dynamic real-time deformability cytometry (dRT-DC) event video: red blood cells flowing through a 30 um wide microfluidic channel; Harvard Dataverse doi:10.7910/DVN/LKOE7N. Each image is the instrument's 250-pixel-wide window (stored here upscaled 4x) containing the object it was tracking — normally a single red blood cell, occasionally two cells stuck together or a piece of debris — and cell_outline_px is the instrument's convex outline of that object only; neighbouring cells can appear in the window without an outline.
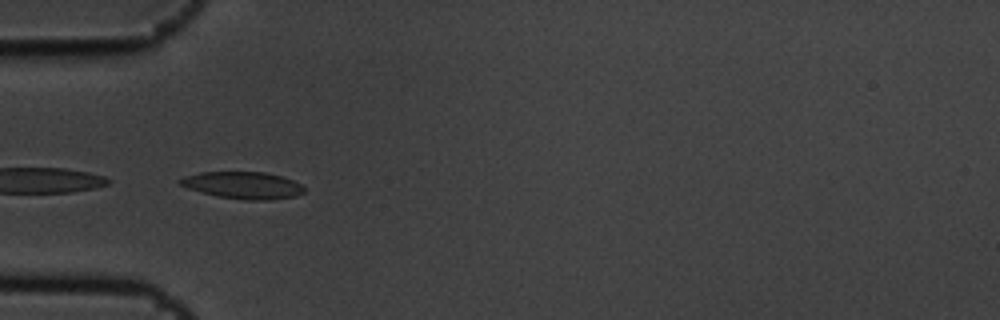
{"species": "common noctule bat (a hibernating species)", "species_latin": "Nyctalus noctula", "temperature_condition": "cold", "stored_images_in_passage": 15, "camera_frame_rate_fps": 3000, "um_per_image_px": 0.085, "animal": {"sex": "male", "body_mass_g": 19.5, "forearm_length_mm": 54.6}, "frame": {"image": 1, "passage_image": 5, "time_ms": 1.333, "image_size_px": [1000, 320], "cell_outline_px": [[304, 192], [296, 196], [272, 200], [244, 200], [216, 196], [188, 188], [180, 184], [176, 180], [184, 176], [200, 172], [264, 172], [280, 176], [292, 180], [300, 184], [304, 188]], "centroid_in_image_um": [20.64, 15.75], "position_along_channel_um": 64.4, "area_um2": 19.54}}
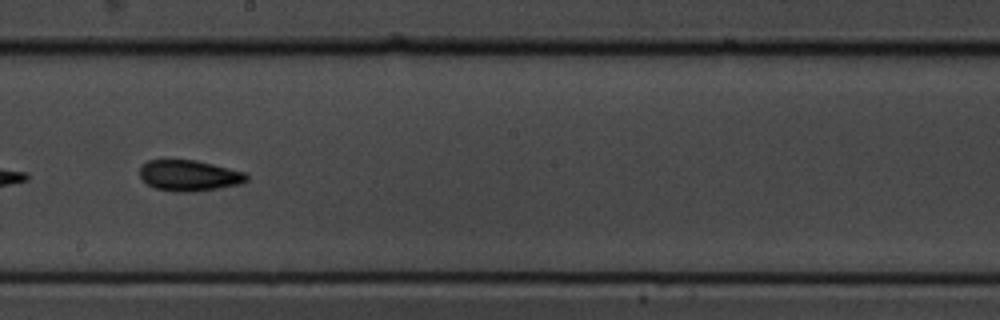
{"frame": {"image": 2, "passage_image": 9, "time_ms": 2.667, "image_size_px": [1000, 320], "cell_outline_px": [[248, 180], [240, 184], [220, 188], [192, 192], [176, 192], [156, 188], [148, 184], [140, 176], [140, 168], [148, 160], [196, 160], [244, 172], [248, 176]], "centroid_in_image_um": [16.09, 14.93], "position_along_channel_um": 232.1, "area_um2": 19.07}}
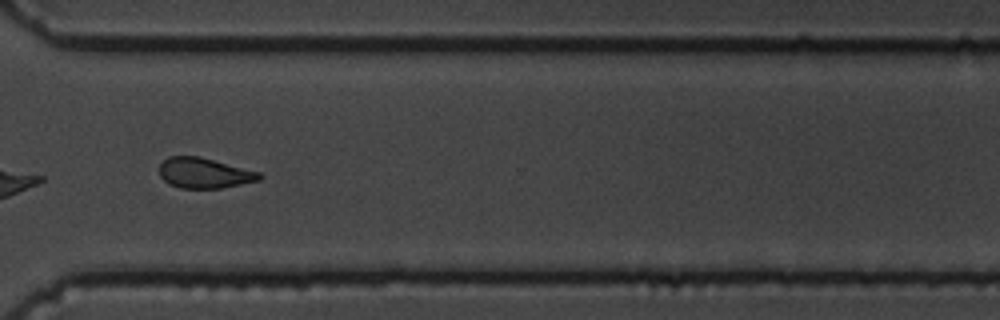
{"frame": {"image": 3, "passage_image": 12, "time_ms": 3.667, "image_size_px": [1000, 320], "cell_outline_px": [[264, 176], [260, 180], [220, 188], [180, 188], [168, 184], [160, 176], [160, 164], [168, 156], [200, 156], [260, 172]], "centroid_in_image_um": [17.36, 14.7], "position_along_channel_um": 353.2, "area_um2": 17.74}}